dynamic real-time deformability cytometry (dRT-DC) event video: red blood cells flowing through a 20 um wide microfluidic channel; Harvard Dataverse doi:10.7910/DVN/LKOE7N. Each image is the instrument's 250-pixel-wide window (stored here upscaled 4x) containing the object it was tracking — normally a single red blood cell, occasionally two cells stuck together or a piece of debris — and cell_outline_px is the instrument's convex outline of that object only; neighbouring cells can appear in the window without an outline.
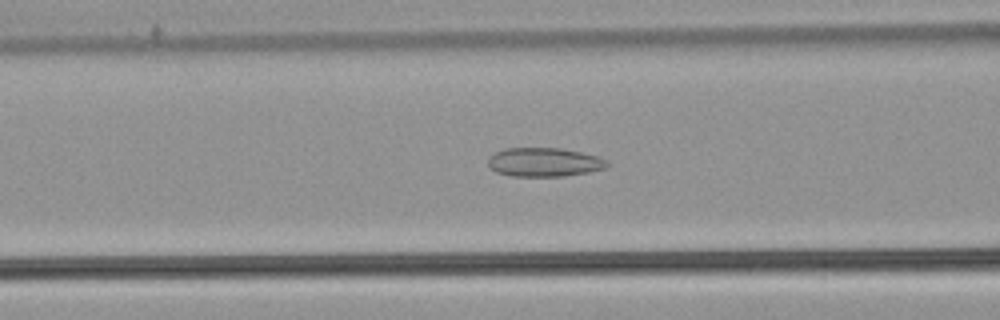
{"species": "common noctule bat (a hibernating species)", "species_latin": "Nyctalus noctula", "temperature_condition": "warm", "stored_images_in_passage": 55, "camera_frame_rate_fps": 3000, "um_per_image_px": 0.085, "animal": {"sex": "male", "body_mass_g": 21.5, "forearm_length_mm": 52.0}, "frame": {"image": 1, "passage_image": 23, "time_ms": 7.333, "image_size_px": [1000, 320], "cell_outline_px": [[608, 164], [604, 168], [588, 172], [564, 176], [512, 176], [496, 172], [488, 164], [488, 156], [504, 148], [560, 148], [600, 156], [608, 160]], "centroid_in_image_um": [46.25, 13.78], "position_along_channel_um": 120.3, "area_um2": 20.06}}
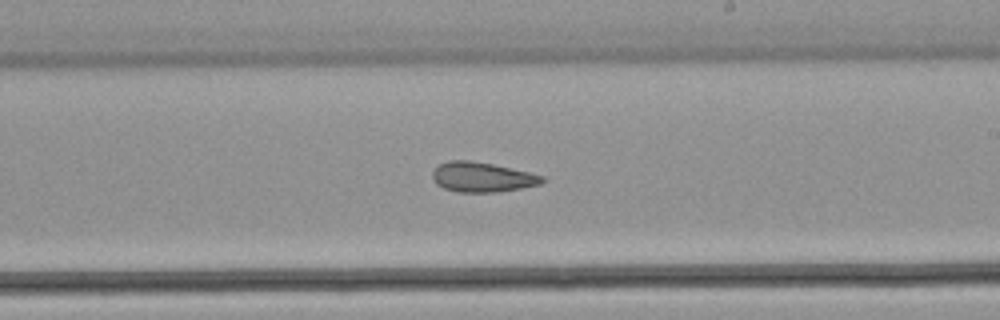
{"frame": {"image": 2, "passage_image": 33, "time_ms": 10.667, "image_size_px": [1000, 320], "cell_outline_px": [[544, 180], [540, 184], [520, 188], [496, 192], [456, 192], [444, 188], [436, 184], [432, 176], [432, 172], [440, 164], [448, 160], [468, 160], [492, 164], [528, 172], [544, 176]], "centroid_in_image_um": [40.95, 15.05], "position_along_channel_um": 248.1, "area_um2": 18.9}}
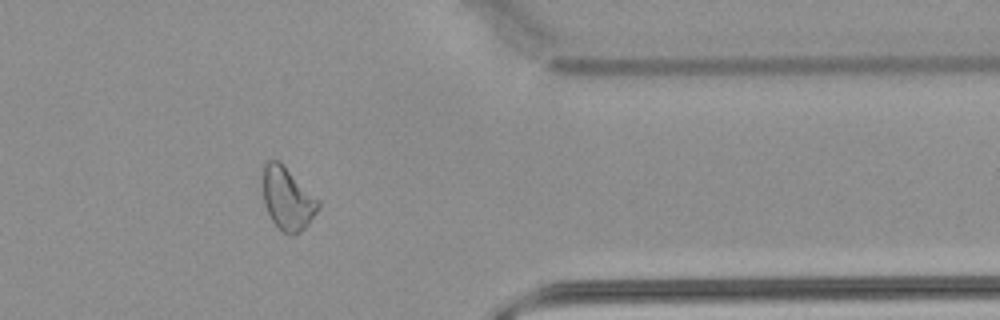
{"frame": {"image": 3, "passage_image": 45, "time_ms": 14.667, "image_size_px": [1000, 320], "cell_outline_px": [[320, 208], [308, 224], [304, 228], [292, 236], [280, 232], [272, 220], [264, 204], [264, 160], [280, 160], [320, 200]], "centroid_in_image_um": [24.46, 16.88], "position_along_channel_um": 386.9, "area_um2": 20.46}, "authors_computed_cell_mechanics": {"area_um2": 22.1952, "velocity_mm_per_s": 3.842, "shape_relaxation_time_tau1_ms": null, "shape_relaxation_time_tau2_ms": 3.4109, "deformation_change_tau1": null, "deformation_change_tau2": 0.1084}}